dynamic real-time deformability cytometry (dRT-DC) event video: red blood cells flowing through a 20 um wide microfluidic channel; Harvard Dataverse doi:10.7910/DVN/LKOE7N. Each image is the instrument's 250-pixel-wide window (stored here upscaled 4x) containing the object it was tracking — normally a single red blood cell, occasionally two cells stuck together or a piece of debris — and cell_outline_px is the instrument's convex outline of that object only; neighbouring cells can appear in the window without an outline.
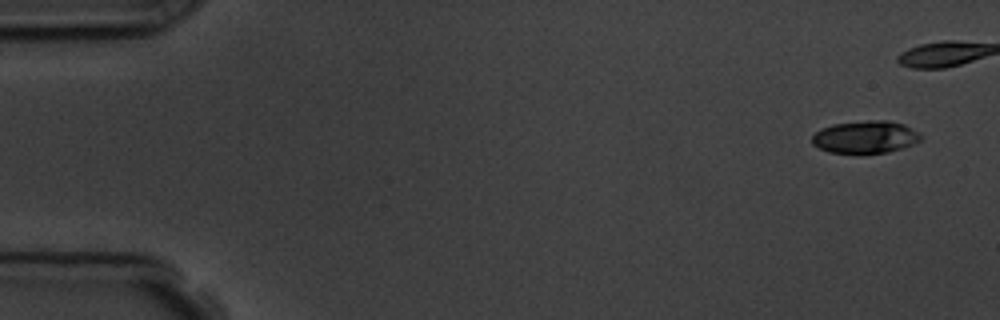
{"species": "common noctule bat (a hibernating species)", "species_latin": "Nyctalus noctula", "temperature_condition": "room temperature", "stored_images_in_passage": 6, "camera_frame_rate_fps": 3000, "um_per_image_px": 0.085, "animal": {"sex": "male", "body_mass_g": 19.5, "forearm_length_mm": 54.6}, "frame": {"image": 1, "passage_image": 1, "time_ms": 0.0, "image_size_px": [1000, 320], "cell_outline_px": [[920, 140], [912, 144], [888, 152], [828, 152], [812, 144], [812, 136], [820, 128], [832, 124], [872, 120], [888, 120], [904, 124], [920, 132]], "centroid_in_image_um": [73.54, 11.62], "position_along_channel_um": 11.5, "area_um2": 20.29}}